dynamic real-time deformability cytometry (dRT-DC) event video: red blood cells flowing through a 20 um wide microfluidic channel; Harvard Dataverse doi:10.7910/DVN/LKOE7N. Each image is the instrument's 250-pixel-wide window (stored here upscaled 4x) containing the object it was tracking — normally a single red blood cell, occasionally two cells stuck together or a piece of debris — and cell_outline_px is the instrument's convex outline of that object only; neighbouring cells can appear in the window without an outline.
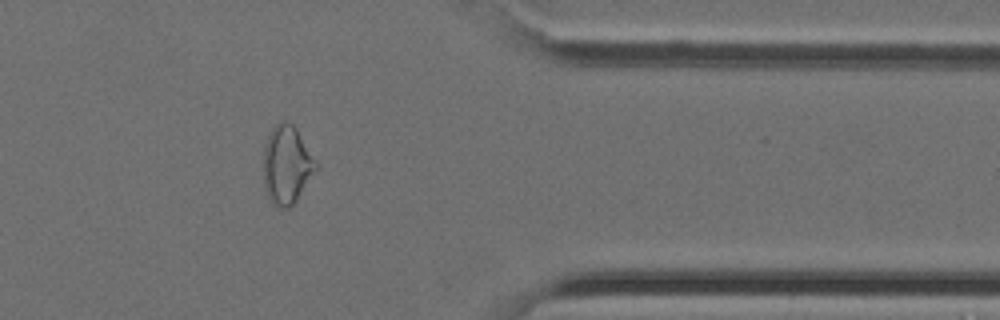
{"species": "Egyptian fruit bat (a non-hibernating species)", "species_latin": "Rousettus aegyptiacus", "temperature_condition": "cold", "stored_images_in_passage": 27, "camera_frame_rate_fps": 3000, "um_per_image_px": 0.085, "animal": {"sex": "female"}, "frame": {"image": 1, "passage_image": 23, "time_ms": 7.333, "image_size_px": [1000, 320], "cell_outline_px": [[316, 168], [296, 200], [288, 208], [276, 208], [268, 200], [264, 188], [264, 144], [272, 128], [280, 120], [288, 120], [296, 128], [316, 160]], "centroid_in_image_um": [24.33, 14.0], "position_along_channel_um": 387.1, "area_um2": 23.87}}